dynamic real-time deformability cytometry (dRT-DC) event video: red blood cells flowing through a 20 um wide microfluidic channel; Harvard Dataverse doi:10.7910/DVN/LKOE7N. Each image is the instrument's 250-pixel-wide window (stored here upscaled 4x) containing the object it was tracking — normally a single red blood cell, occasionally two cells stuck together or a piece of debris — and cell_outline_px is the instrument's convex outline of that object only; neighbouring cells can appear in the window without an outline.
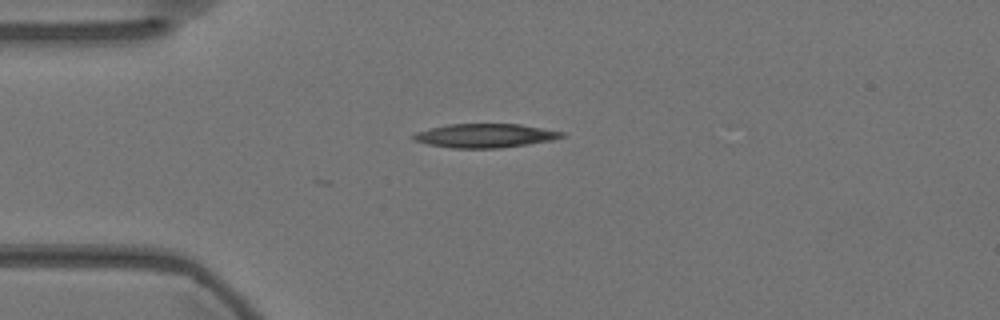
{"species": "Egyptian fruit bat (a non-hibernating species)", "species_latin": "Rousettus aegyptiacus", "temperature_condition": "warm", "stored_images_in_passage": 3, "camera_frame_rate_fps": 3000, "um_per_image_px": 0.085, "animal": {"sex": "female"}, "frame": {"image": 1, "passage_image": 1, "time_ms": 0.0, "image_size_px": [1000, 320], "cell_outline_px": [[568, 136], [552, 140], [500, 148], [452, 148], [428, 144], [412, 140], [412, 136], [416, 132], [448, 124], [520, 124], [564, 132]], "centroid_in_image_um": [41.25, 11.53], "position_along_channel_um": 43.8, "area_um2": 20.58}}